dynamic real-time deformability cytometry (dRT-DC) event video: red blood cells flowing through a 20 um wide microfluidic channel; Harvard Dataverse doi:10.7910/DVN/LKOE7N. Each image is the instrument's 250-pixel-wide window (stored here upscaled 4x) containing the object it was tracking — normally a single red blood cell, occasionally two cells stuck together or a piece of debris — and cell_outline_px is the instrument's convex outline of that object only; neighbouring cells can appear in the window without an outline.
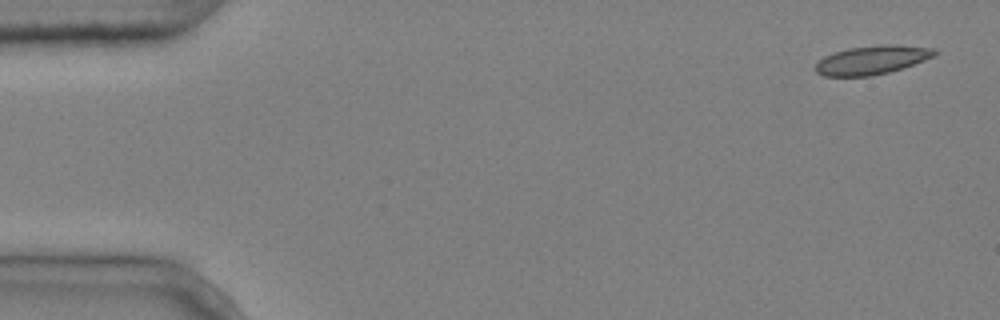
{"species": "common noctule bat (a hibernating species)", "species_latin": "Nyctalus noctula", "temperature_condition": "cold", "stored_images_in_passage": 5, "segment_of_instrument_passage": [1, 2], "camera_frame_rate_fps": 3000, "um_per_image_px": 0.085, "animal": {"sex": "male", "body_mass_g": 20.4}, "frame": {"image": 1, "passage_image": 1, "time_ms": 0.0, "image_size_px": [1000, 320], "cell_outline_px": [[936, 56], [888, 72], [868, 76], [824, 76], [816, 72], [812, 68], [824, 56], [848, 48], [884, 44], [896, 44], [936, 48]], "centroid_in_image_um": [74.11, 5.09], "position_along_channel_um": 10.9, "area_um2": 19.88}}